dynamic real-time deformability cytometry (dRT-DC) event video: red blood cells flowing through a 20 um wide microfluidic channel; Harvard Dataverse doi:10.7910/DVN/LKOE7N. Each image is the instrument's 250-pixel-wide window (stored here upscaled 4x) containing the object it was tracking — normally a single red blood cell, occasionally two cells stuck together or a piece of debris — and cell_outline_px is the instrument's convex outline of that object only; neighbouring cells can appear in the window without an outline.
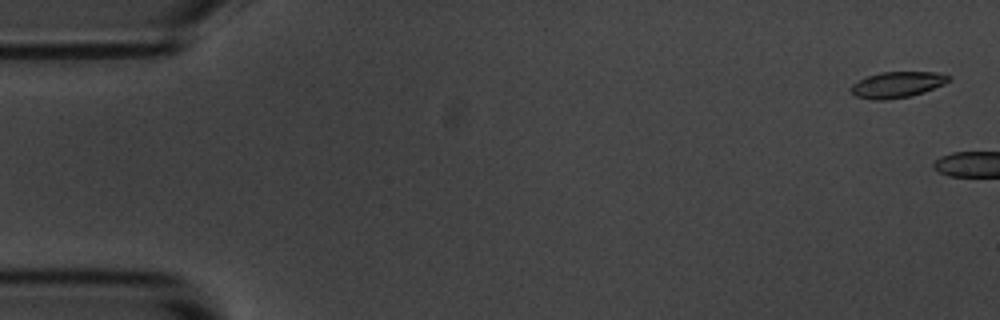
{"species": "common noctule bat (a hibernating species)", "species_latin": "Nyctalus noctula", "temperature_condition": "room temperature", "stored_images_in_passage": 5, "camera_frame_rate_fps": 3000, "um_per_image_px": 0.085, "animal": {"sex": "male", "body_mass_g": 20.1, "forearm_length_mm": 53.5}, "frame": {"image": 1, "passage_image": 1, "time_ms": 0.0, "image_size_px": [1000, 320], "cell_outline_px": [[952, 80], [944, 84], [924, 92], [908, 96], [884, 100], [872, 100], [856, 96], [852, 92], [852, 84], [868, 76], [880, 72], [936, 72], [948, 76]], "centroid_in_image_um": [76.28, 7.19], "position_along_channel_um": 8.7, "area_um2": 14.57}}